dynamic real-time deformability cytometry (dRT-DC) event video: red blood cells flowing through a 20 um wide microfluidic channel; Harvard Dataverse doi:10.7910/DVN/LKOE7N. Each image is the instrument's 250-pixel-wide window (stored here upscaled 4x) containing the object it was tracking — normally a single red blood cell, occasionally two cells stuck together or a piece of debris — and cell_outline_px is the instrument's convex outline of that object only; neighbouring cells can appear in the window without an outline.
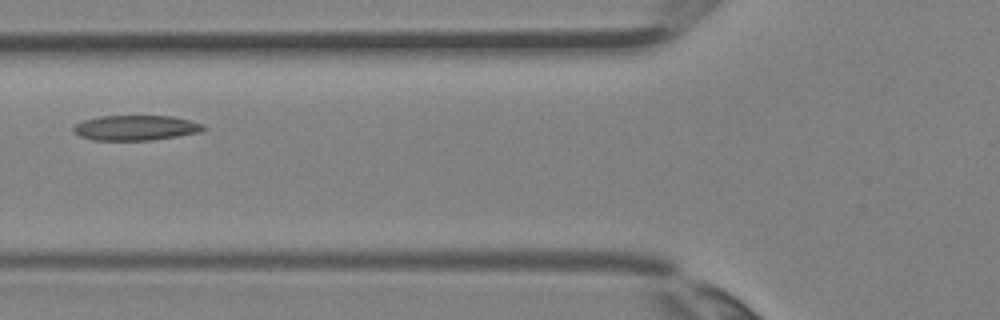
{"species": "Egyptian fruit bat (a non-hibernating species)", "species_latin": "Rousettus aegyptiacus", "temperature_condition": "room temperature", "stored_images_in_passage": 5, "camera_frame_rate_fps": 3000, "um_per_image_px": 0.085, "animal": {"sex": "female"}, "frame": {"image": 1, "passage_image": 5, "time_ms": 1.333, "image_size_px": [1000, 320], "cell_outline_px": [[208, 128], [200, 132], [152, 140], [96, 140], [80, 136], [72, 132], [72, 128], [76, 124], [84, 120], [100, 116], [172, 116], [204, 124]], "centroid_in_image_um": [11.54, 10.86], "position_along_channel_um": 114.3, "area_um2": 18.96}}